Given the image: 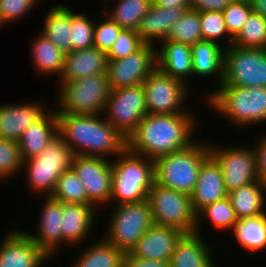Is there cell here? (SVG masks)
Instances as JSON below:
<instances>
[{"label":"cell","mask_w":266,"mask_h":267,"mask_svg":"<svg viewBox=\"0 0 266 267\" xmlns=\"http://www.w3.org/2000/svg\"><path fill=\"white\" fill-rule=\"evenodd\" d=\"M253 12L266 19V0H254L252 4Z\"/></svg>","instance_id":"681fc988"},{"label":"cell","mask_w":266,"mask_h":267,"mask_svg":"<svg viewBox=\"0 0 266 267\" xmlns=\"http://www.w3.org/2000/svg\"><path fill=\"white\" fill-rule=\"evenodd\" d=\"M148 114L143 84L111 90L103 116L125 138Z\"/></svg>","instance_id":"7c38bea8"},{"label":"cell","mask_w":266,"mask_h":267,"mask_svg":"<svg viewBox=\"0 0 266 267\" xmlns=\"http://www.w3.org/2000/svg\"><path fill=\"white\" fill-rule=\"evenodd\" d=\"M157 46L144 44L135 53L107 63L111 90L142 84L157 68Z\"/></svg>","instance_id":"9a60e30c"},{"label":"cell","mask_w":266,"mask_h":267,"mask_svg":"<svg viewBox=\"0 0 266 267\" xmlns=\"http://www.w3.org/2000/svg\"><path fill=\"white\" fill-rule=\"evenodd\" d=\"M232 44L237 47L266 49V19L252 12Z\"/></svg>","instance_id":"d590c367"},{"label":"cell","mask_w":266,"mask_h":267,"mask_svg":"<svg viewBox=\"0 0 266 267\" xmlns=\"http://www.w3.org/2000/svg\"><path fill=\"white\" fill-rule=\"evenodd\" d=\"M0 242V267H43L50 261L22 228L11 227Z\"/></svg>","instance_id":"2e32d148"},{"label":"cell","mask_w":266,"mask_h":267,"mask_svg":"<svg viewBox=\"0 0 266 267\" xmlns=\"http://www.w3.org/2000/svg\"><path fill=\"white\" fill-rule=\"evenodd\" d=\"M266 184L260 179L228 193L238 219L266 213Z\"/></svg>","instance_id":"f546056e"},{"label":"cell","mask_w":266,"mask_h":267,"mask_svg":"<svg viewBox=\"0 0 266 267\" xmlns=\"http://www.w3.org/2000/svg\"><path fill=\"white\" fill-rule=\"evenodd\" d=\"M30 43L31 62L35 72L37 70L39 74L49 77L57 75L59 79L64 70L65 53L40 31Z\"/></svg>","instance_id":"83f0119b"},{"label":"cell","mask_w":266,"mask_h":267,"mask_svg":"<svg viewBox=\"0 0 266 267\" xmlns=\"http://www.w3.org/2000/svg\"><path fill=\"white\" fill-rule=\"evenodd\" d=\"M231 3V0H191V9L199 12L218 11L223 12Z\"/></svg>","instance_id":"bcb514c9"},{"label":"cell","mask_w":266,"mask_h":267,"mask_svg":"<svg viewBox=\"0 0 266 267\" xmlns=\"http://www.w3.org/2000/svg\"><path fill=\"white\" fill-rule=\"evenodd\" d=\"M42 102L0 104V138L18 142L23 132L49 110Z\"/></svg>","instance_id":"d6986e66"},{"label":"cell","mask_w":266,"mask_h":267,"mask_svg":"<svg viewBox=\"0 0 266 267\" xmlns=\"http://www.w3.org/2000/svg\"><path fill=\"white\" fill-rule=\"evenodd\" d=\"M124 267H170V263L154 259H142L125 253Z\"/></svg>","instance_id":"7dc6e473"},{"label":"cell","mask_w":266,"mask_h":267,"mask_svg":"<svg viewBox=\"0 0 266 267\" xmlns=\"http://www.w3.org/2000/svg\"><path fill=\"white\" fill-rule=\"evenodd\" d=\"M44 199L41 204L37 232L26 233L40 250L49 258H52V255L54 258L58 249L62 247V204L50 196Z\"/></svg>","instance_id":"e0dca14e"},{"label":"cell","mask_w":266,"mask_h":267,"mask_svg":"<svg viewBox=\"0 0 266 267\" xmlns=\"http://www.w3.org/2000/svg\"><path fill=\"white\" fill-rule=\"evenodd\" d=\"M142 84L148 114H177L190 110L185 102L189 101L191 90L185 82L156 68Z\"/></svg>","instance_id":"4fadbf2b"},{"label":"cell","mask_w":266,"mask_h":267,"mask_svg":"<svg viewBox=\"0 0 266 267\" xmlns=\"http://www.w3.org/2000/svg\"><path fill=\"white\" fill-rule=\"evenodd\" d=\"M214 144V142L208 143L210 155L221 167L227 193L259 180L254 146L225 144V147L221 145L218 147Z\"/></svg>","instance_id":"8fae6325"},{"label":"cell","mask_w":266,"mask_h":267,"mask_svg":"<svg viewBox=\"0 0 266 267\" xmlns=\"http://www.w3.org/2000/svg\"><path fill=\"white\" fill-rule=\"evenodd\" d=\"M207 242L203 235L184 234L175 246L170 267H217L211 250L214 248Z\"/></svg>","instance_id":"d4e9b609"},{"label":"cell","mask_w":266,"mask_h":267,"mask_svg":"<svg viewBox=\"0 0 266 267\" xmlns=\"http://www.w3.org/2000/svg\"><path fill=\"white\" fill-rule=\"evenodd\" d=\"M107 55L96 47L80 49L65 54L64 70L59 82H70L87 76L106 73Z\"/></svg>","instance_id":"603a6c76"},{"label":"cell","mask_w":266,"mask_h":267,"mask_svg":"<svg viewBox=\"0 0 266 267\" xmlns=\"http://www.w3.org/2000/svg\"><path fill=\"white\" fill-rule=\"evenodd\" d=\"M152 3L164 8L191 6V0H152Z\"/></svg>","instance_id":"c3c4849f"},{"label":"cell","mask_w":266,"mask_h":267,"mask_svg":"<svg viewBox=\"0 0 266 267\" xmlns=\"http://www.w3.org/2000/svg\"><path fill=\"white\" fill-rule=\"evenodd\" d=\"M227 196L221 167L210 155L202 163L196 186L190 195L193 211L197 215L206 206Z\"/></svg>","instance_id":"44dd1931"},{"label":"cell","mask_w":266,"mask_h":267,"mask_svg":"<svg viewBox=\"0 0 266 267\" xmlns=\"http://www.w3.org/2000/svg\"><path fill=\"white\" fill-rule=\"evenodd\" d=\"M62 204V245H69V247H75L74 245L81 244V242H87L90 232L93 226L96 225L95 214L97 209L93 205H84L78 203L61 202Z\"/></svg>","instance_id":"ffe728a7"},{"label":"cell","mask_w":266,"mask_h":267,"mask_svg":"<svg viewBox=\"0 0 266 267\" xmlns=\"http://www.w3.org/2000/svg\"><path fill=\"white\" fill-rule=\"evenodd\" d=\"M116 3L113 4L111 10L102 11L106 14L112 21L116 22L123 29H133L138 30L140 21L149 10L152 4V0H114Z\"/></svg>","instance_id":"d6a6232c"},{"label":"cell","mask_w":266,"mask_h":267,"mask_svg":"<svg viewBox=\"0 0 266 267\" xmlns=\"http://www.w3.org/2000/svg\"><path fill=\"white\" fill-rule=\"evenodd\" d=\"M58 134L56 109H49L38 121L28 127L18 141L23 160L40 154Z\"/></svg>","instance_id":"4316f807"},{"label":"cell","mask_w":266,"mask_h":267,"mask_svg":"<svg viewBox=\"0 0 266 267\" xmlns=\"http://www.w3.org/2000/svg\"><path fill=\"white\" fill-rule=\"evenodd\" d=\"M259 137L252 146H254L257 156L258 177L266 184V134L262 133V136Z\"/></svg>","instance_id":"f6af8a7d"},{"label":"cell","mask_w":266,"mask_h":267,"mask_svg":"<svg viewBox=\"0 0 266 267\" xmlns=\"http://www.w3.org/2000/svg\"><path fill=\"white\" fill-rule=\"evenodd\" d=\"M221 85L266 88V49L233 44L225 48Z\"/></svg>","instance_id":"30bf717a"},{"label":"cell","mask_w":266,"mask_h":267,"mask_svg":"<svg viewBox=\"0 0 266 267\" xmlns=\"http://www.w3.org/2000/svg\"><path fill=\"white\" fill-rule=\"evenodd\" d=\"M232 232L235 242L246 252H262L266 249V213L238 219Z\"/></svg>","instance_id":"1f68e13d"},{"label":"cell","mask_w":266,"mask_h":267,"mask_svg":"<svg viewBox=\"0 0 266 267\" xmlns=\"http://www.w3.org/2000/svg\"><path fill=\"white\" fill-rule=\"evenodd\" d=\"M191 7L164 8L154 5L149 7L140 21L137 30L144 44L154 45L167 39L173 23H175L187 9Z\"/></svg>","instance_id":"7402d4cb"},{"label":"cell","mask_w":266,"mask_h":267,"mask_svg":"<svg viewBox=\"0 0 266 267\" xmlns=\"http://www.w3.org/2000/svg\"><path fill=\"white\" fill-rule=\"evenodd\" d=\"M111 160L112 193L110 204L138 203L147 200L155 182L154 160L125 148Z\"/></svg>","instance_id":"277c9868"},{"label":"cell","mask_w":266,"mask_h":267,"mask_svg":"<svg viewBox=\"0 0 266 267\" xmlns=\"http://www.w3.org/2000/svg\"><path fill=\"white\" fill-rule=\"evenodd\" d=\"M22 164L18 142L0 138V182L17 177Z\"/></svg>","instance_id":"ab89813d"},{"label":"cell","mask_w":266,"mask_h":267,"mask_svg":"<svg viewBox=\"0 0 266 267\" xmlns=\"http://www.w3.org/2000/svg\"><path fill=\"white\" fill-rule=\"evenodd\" d=\"M40 31L51 40L59 50L67 54L73 51L70 41L71 6L55 4L49 7Z\"/></svg>","instance_id":"f1b7e54d"},{"label":"cell","mask_w":266,"mask_h":267,"mask_svg":"<svg viewBox=\"0 0 266 267\" xmlns=\"http://www.w3.org/2000/svg\"><path fill=\"white\" fill-rule=\"evenodd\" d=\"M147 200L154 224L175 227L185 234L194 233L197 218L189 195L154 182Z\"/></svg>","instance_id":"9c48e42d"},{"label":"cell","mask_w":266,"mask_h":267,"mask_svg":"<svg viewBox=\"0 0 266 267\" xmlns=\"http://www.w3.org/2000/svg\"><path fill=\"white\" fill-rule=\"evenodd\" d=\"M102 14H105L104 17L102 16L103 20L98 21L99 18L95 20L93 46L107 53L123 28L112 21L106 13L102 12Z\"/></svg>","instance_id":"b9f144b4"},{"label":"cell","mask_w":266,"mask_h":267,"mask_svg":"<svg viewBox=\"0 0 266 267\" xmlns=\"http://www.w3.org/2000/svg\"><path fill=\"white\" fill-rule=\"evenodd\" d=\"M254 0H231V2L247 3L252 5Z\"/></svg>","instance_id":"f907efd6"},{"label":"cell","mask_w":266,"mask_h":267,"mask_svg":"<svg viewBox=\"0 0 266 267\" xmlns=\"http://www.w3.org/2000/svg\"><path fill=\"white\" fill-rule=\"evenodd\" d=\"M50 197L60 202L87 205L85 187L72 169L60 176Z\"/></svg>","instance_id":"8d00e7d4"},{"label":"cell","mask_w":266,"mask_h":267,"mask_svg":"<svg viewBox=\"0 0 266 267\" xmlns=\"http://www.w3.org/2000/svg\"><path fill=\"white\" fill-rule=\"evenodd\" d=\"M112 209L102 237L124 253H129L154 224L149 202L118 204Z\"/></svg>","instance_id":"ba28073f"},{"label":"cell","mask_w":266,"mask_h":267,"mask_svg":"<svg viewBox=\"0 0 266 267\" xmlns=\"http://www.w3.org/2000/svg\"><path fill=\"white\" fill-rule=\"evenodd\" d=\"M40 0H0V20L2 25L12 24L31 13Z\"/></svg>","instance_id":"7bdbcfd3"},{"label":"cell","mask_w":266,"mask_h":267,"mask_svg":"<svg viewBox=\"0 0 266 267\" xmlns=\"http://www.w3.org/2000/svg\"><path fill=\"white\" fill-rule=\"evenodd\" d=\"M57 121L58 134L75 155L108 157L112 160L126 148V139L103 114L57 113Z\"/></svg>","instance_id":"7a4b0ae2"},{"label":"cell","mask_w":266,"mask_h":267,"mask_svg":"<svg viewBox=\"0 0 266 267\" xmlns=\"http://www.w3.org/2000/svg\"><path fill=\"white\" fill-rule=\"evenodd\" d=\"M74 157V152L57 134L40 154L23 160L21 173L26 175L28 189L36 196H50L60 176L71 169Z\"/></svg>","instance_id":"8992f818"},{"label":"cell","mask_w":266,"mask_h":267,"mask_svg":"<svg viewBox=\"0 0 266 267\" xmlns=\"http://www.w3.org/2000/svg\"><path fill=\"white\" fill-rule=\"evenodd\" d=\"M200 28L202 32V40L215 42L223 46L224 48L229 47L233 43V38L229 35L227 31L223 12H200ZM224 38L225 40H223ZM221 39L223 42L221 41ZM224 41L226 42L225 45Z\"/></svg>","instance_id":"74e56055"},{"label":"cell","mask_w":266,"mask_h":267,"mask_svg":"<svg viewBox=\"0 0 266 267\" xmlns=\"http://www.w3.org/2000/svg\"><path fill=\"white\" fill-rule=\"evenodd\" d=\"M94 25V18H88L80 11L76 13L71 8L70 41L73 51L93 47Z\"/></svg>","instance_id":"f35d334b"},{"label":"cell","mask_w":266,"mask_h":267,"mask_svg":"<svg viewBox=\"0 0 266 267\" xmlns=\"http://www.w3.org/2000/svg\"><path fill=\"white\" fill-rule=\"evenodd\" d=\"M198 120L190 110L177 114H146L126 139V148L153 160L182 150L196 141Z\"/></svg>","instance_id":"6da1fadb"},{"label":"cell","mask_w":266,"mask_h":267,"mask_svg":"<svg viewBox=\"0 0 266 267\" xmlns=\"http://www.w3.org/2000/svg\"><path fill=\"white\" fill-rule=\"evenodd\" d=\"M99 239V240H98ZM90 246L79 252V257L71 263V267H124L125 253L103 237L90 241Z\"/></svg>","instance_id":"4dcf8cb0"},{"label":"cell","mask_w":266,"mask_h":267,"mask_svg":"<svg viewBox=\"0 0 266 267\" xmlns=\"http://www.w3.org/2000/svg\"><path fill=\"white\" fill-rule=\"evenodd\" d=\"M191 52L193 76L217 78L215 88L219 87L223 82L225 48L215 42L201 40L191 46Z\"/></svg>","instance_id":"484cf974"},{"label":"cell","mask_w":266,"mask_h":267,"mask_svg":"<svg viewBox=\"0 0 266 267\" xmlns=\"http://www.w3.org/2000/svg\"><path fill=\"white\" fill-rule=\"evenodd\" d=\"M144 43L142 42L137 30L123 29L114 44L106 53L108 61L127 57L139 50Z\"/></svg>","instance_id":"60d3db41"},{"label":"cell","mask_w":266,"mask_h":267,"mask_svg":"<svg viewBox=\"0 0 266 267\" xmlns=\"http://www.w3.org/2000/svg\"><path fill=\"white\" fill-rule=\"evenodd\" d=\"M207 142L197 139L187 148L156 158L155 183L190 196L196 186L200 167L210 156Z\"/></svg>","instance_id":"5b68a950"},{"label":"cell","mask_w":266,"mask_h":267,"mask_svg":"<svg viewBox=\"0 0 266 267\" xmlns=\"http://www.w3.org/2000/svg\"><path fill=\"white\" fill-rule=\"evenodd\" d=\"M71 169L85 187L87 205H93L97 209L98 207L102 208L103 205V208L110 205L112 193L111 160L98 156L75 155Z\"/></svg>","instance_id":"5bb4252c"},{"label":"cell","mask_w":266,"mask_h":267,"mask_svg":"<svg viewBox=\"0 0 266 267\" xmlns=\"http://www.w3.org/2000/svg\"><path fill=\"white\" fill-rule=\"evenodd\" d=\"M196 218V228L194 233L199 235H201L199 227L201 226V222H203L202 220H204L205 223L208 222L209 225H213L217 231L221 230L223 232L232 230L238 221L228 196L203 208L196 215Z\"/></svg>","instance_id":"836d02e7"},{"label":"cell","mask_w":266,"mask_h":267,"mask_svg":"<svg viewBox=\"0 0 266 267\" xmlns=\"http://www.w3.org/2000/svg\"><path fill=\"white\" fill-rule=\"evenodd\" d=\"M185 233L171 226L153 224L130 250L133 257L169 262Z\"/></svg>","instance_id":"ac0fdd59"},{"label":"cell","mask_w":266,"mask_h":267,"mask_svg":"<svg viewBox=\"0 0 266 267\" xmlns=\"http://www.w3.org/2000/svg\"><path fill=\"white\" fill-rule=\"evenodd\" d=\"M166 40L190 46L201 41L200 12L191 8L187 9L184 14L173 23Z\"/></svg>","instance_id":"e575fe53"},{"label":"cell","mask_w":266,"mask_h":267,"mask_svg":"<svg viewBox=\"0 0 266 267\" xmlns=\"http://www.w3.org/2000/svg\"><path fill=\"white\" fill-rule=\"evenodd\" d=\"M58 84L56 113L103 114L111 92L106 73Z\"/></svg>","instance_id":"52a82bcc"},{"label":"cell","mask_w":266,"mask_h":267,"mask_svg":"<svg viewBox=\"0 0 266 267\" xmlns=\"http://www.w3.org/2000/svg\"><path fill=\"white\" fill-rule=\"evenodd\" d=\"M205 105L210 106L234 127L248 128L266 122V88L220 85L206 94ZM214 109V110H213ZM253 125V126H252Z\"/></svg>","instance_id":"3957f363"},{"label":"cell","mask_w":266,"mask_h":267,"mask_svg":"<svg viewBox=\"0 0 266 267\" xmlns=\"http://www.w3.org/2000/svg\"><path fill=\"white\" fill-rule=\"evenodd\" d=\"M159 45H157V68L164 74L189 85V79L193 78L191 46L168 40L162 41Z\"/></svg>","instance_id":"cb8c5ba5"},{"label":"cell","mask_w":266,"mask_h":267,"mask_svg":"<svg viewBox=\"0 0 266 267\" xmlns=\"http://www.w3.org/2000/svg\"><path fill=\"white\" fill-rule=\"evenodd\" d=\"M252 12V5L239 2H231L224 9L223 16L227 31L233 39L242 30L245 21Z\"/></svg>","instance_id":"ee69618b"}]
</instances>
